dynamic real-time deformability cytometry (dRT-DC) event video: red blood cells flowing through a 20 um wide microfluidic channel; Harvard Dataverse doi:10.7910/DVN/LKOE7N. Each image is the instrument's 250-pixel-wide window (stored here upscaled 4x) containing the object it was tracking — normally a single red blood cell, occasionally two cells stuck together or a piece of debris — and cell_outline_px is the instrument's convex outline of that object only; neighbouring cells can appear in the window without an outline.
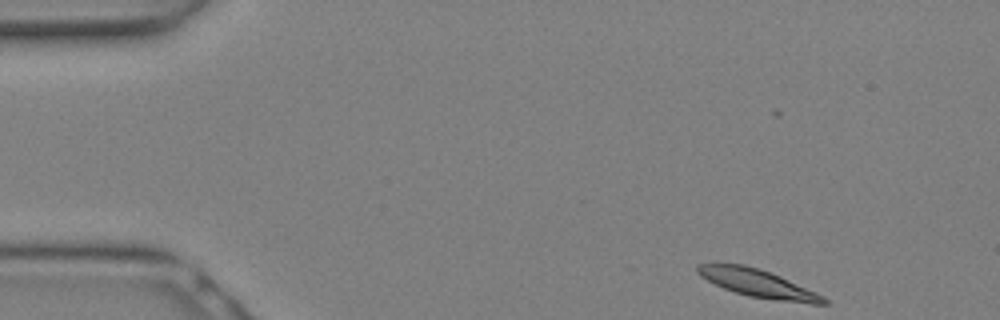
{"species": "Egyptian fruit bat (a non-hibernating species)", "species_latin": "Rousettus aegyptiacus", "temperature_condition": "warm", "stored_images_in_passage": 10, "camera_frame_rate_fps": 3000, "um_per_image_px": 0.085, "animal": {"sex": "female"}, "frame": {"image": 1, "passage_image": 1, "time_ms": 0.0, "image_size_px": [1000, 320], "cell_outline_px": [[828, 304], [812, 304], [748, 296], [724, 288], [700, 276], [696, 272], [696, 264], [744, 264], [780, 276], [824, 296], [828, 300]], "centroid_in_image_um": [64.42, 24.09], "position_along_channel_um": 20.6, "area_um2": 20.0}}
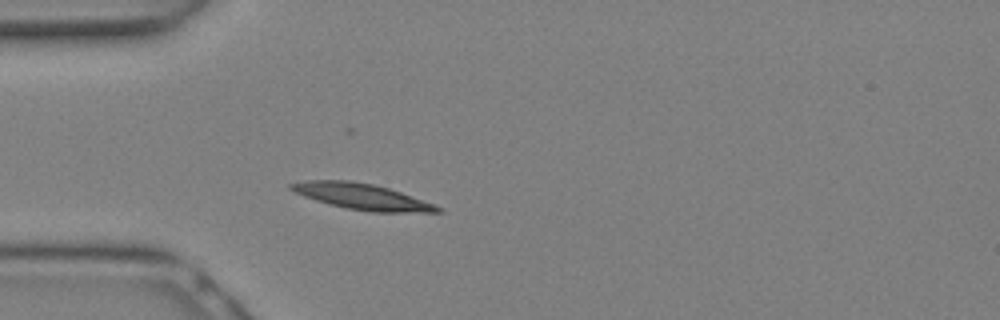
{"frame": {"image": 2, "passage_image": 6, "time_ms": 1.667, "image_size_px": [1000, 320], "cell_outline_px": [[440, 212], [372, 212], [344, 208], [316, 200], [304, 196], [288, 188], [288, 184], [308, 180], [352, 180], [372, 184], [388, 188], [400, 192], [432, 204], [440, 208]], "centroid_in_image_um": [30.69, 16.7], "position_along_channel_um": 54.3, "area_um2": 21.79}}
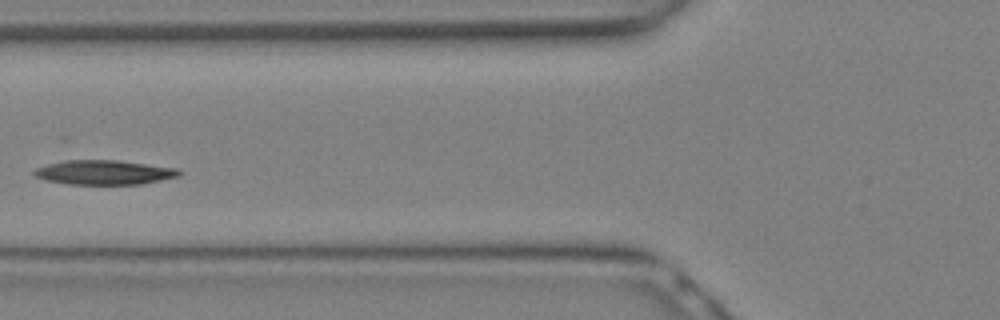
{"frame": {"image": 3, "passage_image": 9, "time_ms": 2.667, "image_size_px": [1000, 320], "cell_outline_px": [[180, 176], [140, 184], [68, 184], [48, 180], [36, 176], [32, 172], [36, 168], [48, 164], [64, 160], [116, 160], [176, 168], [180, 172]], "centroid_in_image_um": [8.84, 14.65], "position_along_channel_um": 117.0, "area_um2": 20.35}}